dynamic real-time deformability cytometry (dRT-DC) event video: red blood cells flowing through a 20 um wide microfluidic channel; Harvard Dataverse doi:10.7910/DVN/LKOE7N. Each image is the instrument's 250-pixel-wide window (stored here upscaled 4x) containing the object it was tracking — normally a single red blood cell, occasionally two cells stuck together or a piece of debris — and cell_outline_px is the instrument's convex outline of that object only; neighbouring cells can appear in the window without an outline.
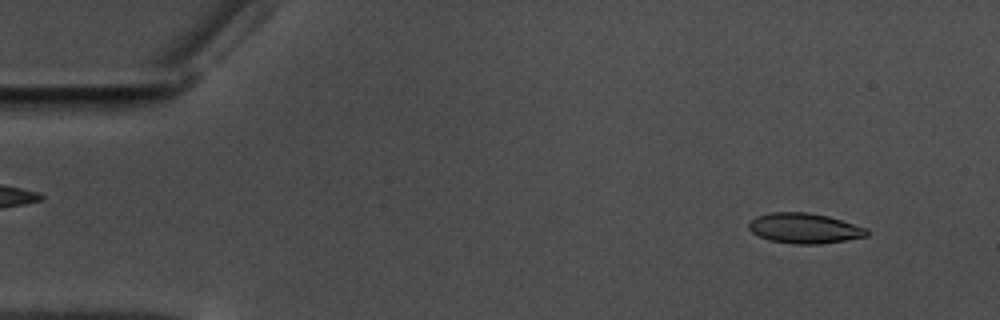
{"species": "common noctule bat (a hibernating species)", "species_latin": "Nyctalus noctula", "temperature_condition": "warm", "stored_images_in_passage": 54, "camera_frame_rate_fps": 3000, "um_per_image_px": 0.085, "animal": {"sex": "male", "body_mass_g": 17.5, "forearm_length_mm": 52.3}, "frame": {"image": 1, "passage_image": 1, "time_ms": 0.0, "image_size_px": [1000, 320], "cell_outline_px": [[868, 236], [820, 244], [792, 244], [772, 240], [760, 236], [752, 232], [748, 228], [748, 224], [756, 216], [772, 212], [808, 212], [828, 216], [868, 228]], "centroid_in_image_um": [68.39, 19.4], "position_along_channel_um": 16.6, "area_um2": 20.69}}
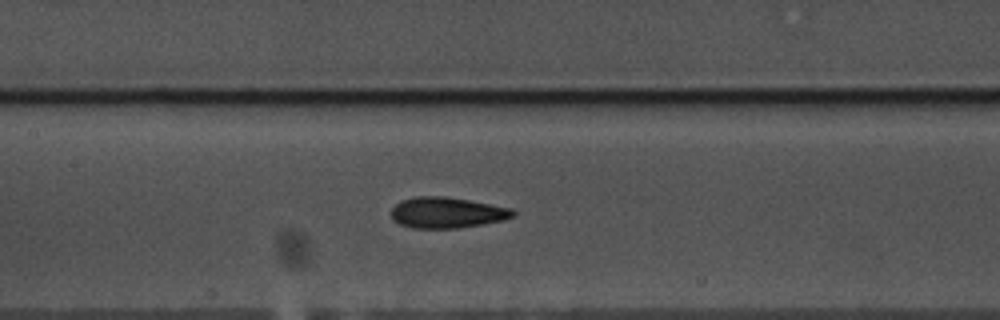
{"frame": {"image": 2, "passage_image": 23, "time_ms": 7.333, "image_size_px": [1000, 320], "cell_outline_px": [[516, 216], [504, 220], [484, 224], [456, 228], [412, 228], [400, 224], [392, 220], [392, 208], [400, 200], [416, 196], [448, 196], [512, 208], [516, 212]], "centroid_in_image_um": [38.01, 18.07], "position_along_channel_um": 169.4, "area_um2": 22.14}}
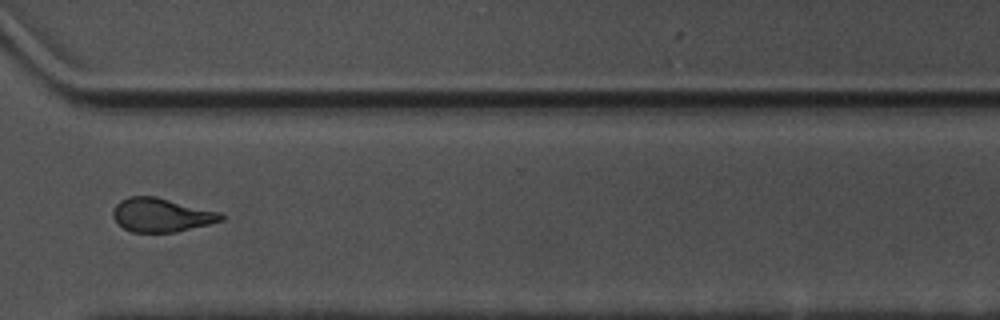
{"frame": {"image": 3, "passage_image": 39, "time_ms": 12.667, "image_size_px": [1000, 320], "cell_outline_px": [[224, 220], [176, 232], [132, 232], [124, 228], [112, 216], [112, 212], [116, 204], [120, 200], [128, 196], [156, 196], [220, 212], [224, 216]], "centroid_in_image_um": [13.71, 18.26], "position_along_channel_um": 356.9, "area_um2": 21.21}, "authors_computed_cell_mechanics": {"area_um2": 21.386, "velocity_mm_per_s": 3.5143, "shape_relaxation_time_tau1_ms": 6.1494, "shape_relaxation_time_tau2_ms": 2.5338, "deformation_change_tau1": 0.1608, "deformation_change_tau2": 0.0904}}